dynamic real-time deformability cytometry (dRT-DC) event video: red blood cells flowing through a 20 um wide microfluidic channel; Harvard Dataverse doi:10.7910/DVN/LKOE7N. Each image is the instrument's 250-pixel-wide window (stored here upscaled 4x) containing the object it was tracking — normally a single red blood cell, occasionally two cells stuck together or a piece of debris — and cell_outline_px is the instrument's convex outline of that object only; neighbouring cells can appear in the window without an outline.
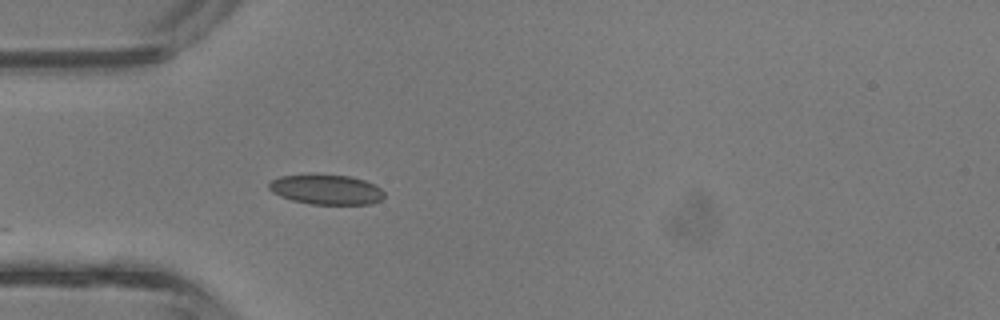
{"species": "common noctule bat (a hibernating species)", "species_latin": "Nyctalus noctula", "temperature_condition": "room temperature", "stored_images_in_passage": 8, "camera_frame_rate_fps": 3000, "um_per_image_px": 0.085, "animal": {"sex": "male", "body_mass_g": 13.3}, "frame": {"image": 1, "passage_image": 1, "time_ms": 0.0, "image_size_px": [1000, 320], "cell_outline_px": [[384, 196], [380, 200], [372, 204], [312, 204], [292, 200], [280, 196], [272, 192], [268, 188], [268, 184], [272, 180], [280, 176], [308, 172], [352, 176], [364, 180], [380, 188], [384, 192]], "centroid_in_image_um": [27.69, 16.07], "position_along_channel_um": 57.3, "area_um2": 20.63}}